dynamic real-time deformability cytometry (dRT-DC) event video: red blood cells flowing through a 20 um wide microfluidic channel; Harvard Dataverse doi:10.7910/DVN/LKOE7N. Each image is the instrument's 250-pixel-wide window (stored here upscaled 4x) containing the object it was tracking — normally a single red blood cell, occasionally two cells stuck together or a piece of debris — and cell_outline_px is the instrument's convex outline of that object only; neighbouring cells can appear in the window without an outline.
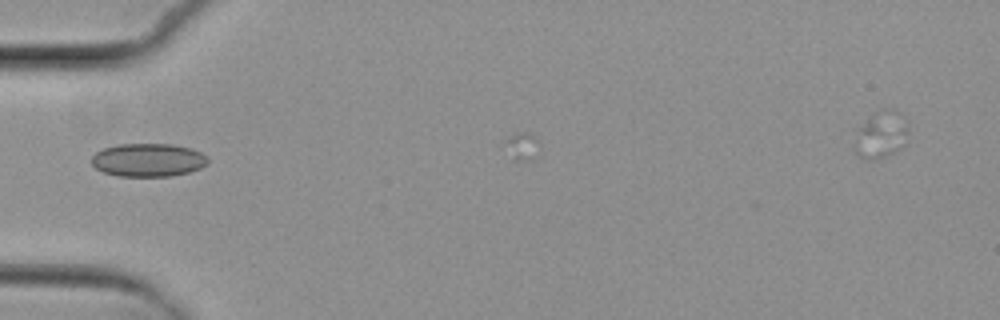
{"species": "common noctule bat (a hibernating species)", "species_latin": "Nyctalus noctula", "temperature_condition": "cold", "stored_images_in_passage": 2, "camera_frame_rate_fps": 3000, "um_per_image_px": 0.085, "animal": {"sex": "female", "body_mass_g": 29.2, "forearm_length_mm": 56.3}, "frame": {"image": 1, "passage_image": 1, "time_ms": 0.0, "image_size_px": [1000, 320], "cell_outline_px": [[208, 164], [200, 168], [188, 172], [172, 176], [120, 176], [104, 172], [96, 168], [92, 164], [92, 156], [96, 152], [104, 148], [120, 144], [172, 144], [192, 148], [200, 152], [208, 160]], "centroid_in_image_um": [12.6, 13.6], "position_along_channel_um": 72.4, "area_um2": 22.43}}